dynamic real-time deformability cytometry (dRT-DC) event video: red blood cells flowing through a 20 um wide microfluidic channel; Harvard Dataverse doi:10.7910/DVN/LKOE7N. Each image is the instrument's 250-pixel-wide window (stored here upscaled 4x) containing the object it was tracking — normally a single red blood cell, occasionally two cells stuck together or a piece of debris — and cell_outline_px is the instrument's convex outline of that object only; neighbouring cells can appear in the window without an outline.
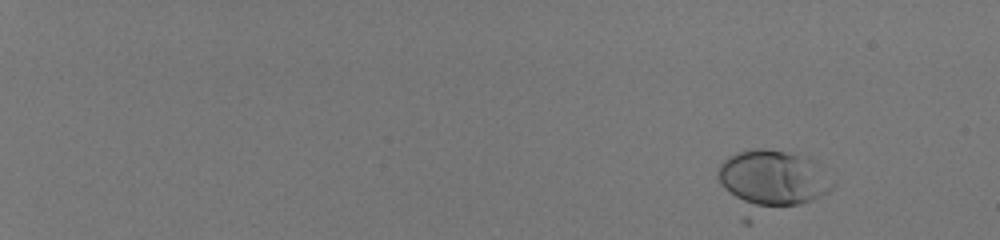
{"species": "human", "species_latin": "Homo sapiens", "temperature_condition": "room temperature", "stored_images_in_passage": 52, "camera_frame_rate_fps": 3000, "um_per_image_px": 0.085, "donor": {"sex": "male"}, "frame": {"image": 1, "passage_image": 1, "time_ms": 0.0, "image_size_px": [1000, 240], "cell_outline_px": [[836, 184], [832, 188], [820, 196], [812, 200], [800, 204], [756, 208], [752, 208], [724, 188], [720, 184], [716, 176], [716, 172], [720, 164], [728, 156], [736, 152], [756, 148], [764, 148], [808, 156], [816, 160], [836, 180]], "centroid_in_image_um": [65.74, 15.11], "position_along_channel_um": 19.3, "area_um2": 37.86}}
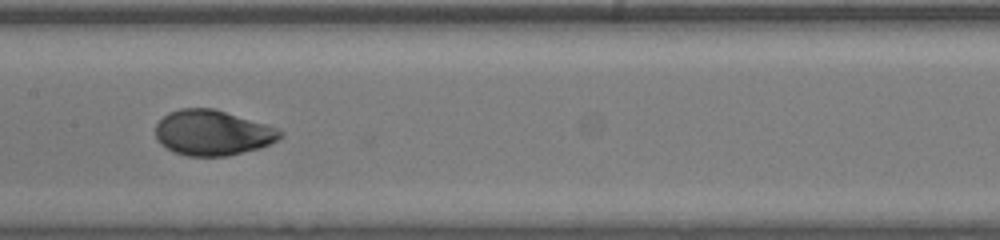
{"frame": {"image": 2, "passage_image": 30, "time_ms": 9.667, "image_size_px": [1000, 240], "cell_outline_px": [[284, 136], [260, 148], [228, 156], [188, 156], [172, 152], [160, 144], [156, 136], [156, 124], [168, 112], [180, 108], [212, 108], [264, 124], [276, 128], [284, 132]], "centroid_in_image_um": [18.04, 11.3], "position_along_channel_um": 189.4, "area_um2": 32.77}}
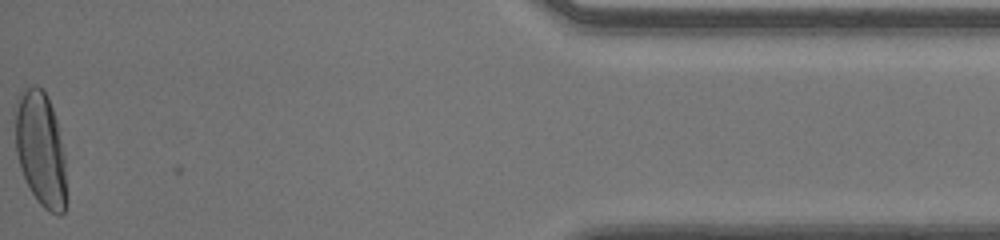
{"frame": {"image": 3, "passage_image": 52, "time_ms": 17.0, "image_size_px": [1000, 240], "cell_outline_px": [[64, 212], [60, 216], [56, 216], [48, 212], [40, 204], [32, 192], [20, 168], [16, 152], [16, 100], [20, 92], [24, 88], [32, 84], [36, 84], [44, 88], [48, 96], [56, 120], [64, 152]], "centroid_in_image_um": [3.43, 12.61], "position_along_channel_um": 431.8, "area_um2": 33.99}, "authors_computed_cell_mechanics": {"area_um2": 33.2639, "velocity_mm_per_s": 4.0591, "shape_relaxation_time_tau1_ms": 3.1711, "shape_relaxation_time_tau2_ms": null, "deformation_change_tau1": 0.1818, "deformation_change_tau2": null}}